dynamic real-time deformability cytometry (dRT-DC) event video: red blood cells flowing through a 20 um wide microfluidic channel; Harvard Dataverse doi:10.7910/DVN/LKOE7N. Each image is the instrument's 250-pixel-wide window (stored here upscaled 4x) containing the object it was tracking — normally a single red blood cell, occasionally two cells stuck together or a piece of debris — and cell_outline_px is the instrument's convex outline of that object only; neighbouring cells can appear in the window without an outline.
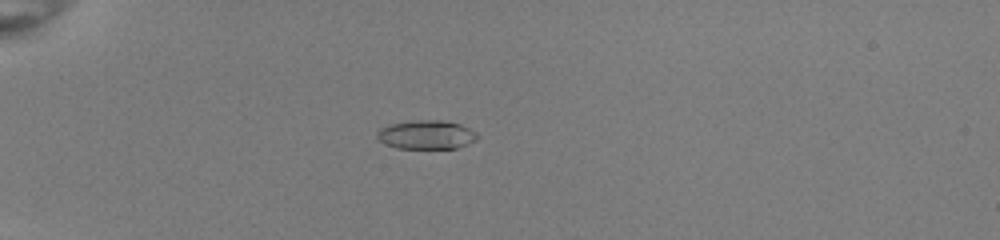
{"species": "common noctule bat (a hibernating species)", "species_latin": "Nyctalus noctula", "temperature_condition": "room temperature", "stored_images_in_passage": 42, "camera_frame_rate_fps": 3000, "um_per_image_px": 0.085, "animal": {"sex": "female", "body_mass_g": 22.0, "forearm_length_mm": 56.7}, "frame": {"image": 1, "passage_image": 6, "time_ms": 1.667, "image_size_px": [1000, 240], "cell_outline_px": [[480, 136], [476, 140], [468, 144], [456, 148], [396, 148], [384, 144], [376, 140], [376, 132], [380, 128], [392, 124], [420, 120], [444, 120], [460, 124], [476, 132]], "centroid_in_image_um": [36.23, 11.46], "position_along_channel_um": 48.8, "area_um2": 16.94}}
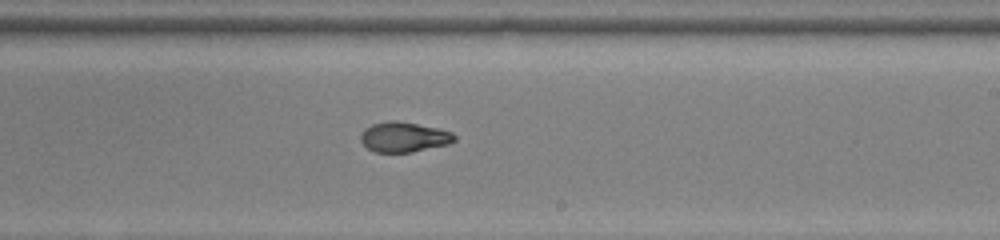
{"frame": {"image": 2, "passage_image": 24, "time_ms": 7.667, "image_size_px": [1000, 240], "cell_outline_px": [[456, 140], [448, 144], [412, 152], [372, 152], [360, 140], [360, 136], [364, 128], [372, 124], [388, 120], [396, 120], [440, 128], [452, 132], [456, 136]], "centroid_in_image_um": [34.33, 11.64], "position_along_channel_um": 254.7, "area_um2": 16.59}}
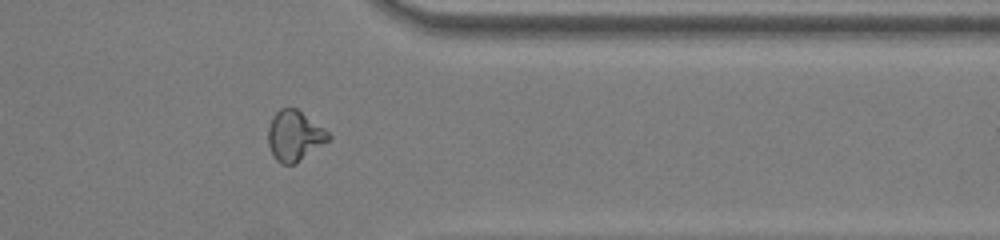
{"frame": {"image": 3, "passage_image": 34, "time_ms": 11.0, "image_size_px": [1000, 240], "cell_outline_px": [[332, 136], [328, 140], [296, 164], [280, 164], [272, 156], [268, 144], [268, 128], [272, 116], [280, 108], [296, 108], [324, 128]], "centroid_in_image_um": [25.0, 11.55], "position_along_channel_um": 386.4, "area_um2": 17.69}, "authors_computed_cell_mechanics": {"area_um2": 16.9643, "velocity_mm_per_s": 4.0209, "shape_relaxation_time_tau1_ms": null, "shape_relaxation_time_tau2_ms": 1.3423, "deformation_change_tau1": null, "deformation_change_tau2": 0.0576}}